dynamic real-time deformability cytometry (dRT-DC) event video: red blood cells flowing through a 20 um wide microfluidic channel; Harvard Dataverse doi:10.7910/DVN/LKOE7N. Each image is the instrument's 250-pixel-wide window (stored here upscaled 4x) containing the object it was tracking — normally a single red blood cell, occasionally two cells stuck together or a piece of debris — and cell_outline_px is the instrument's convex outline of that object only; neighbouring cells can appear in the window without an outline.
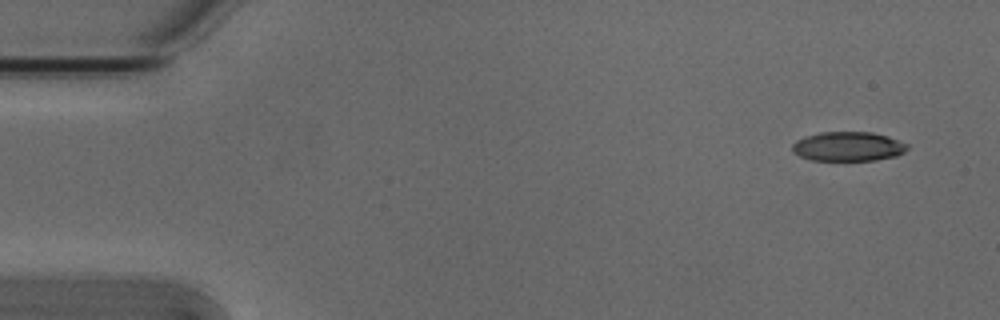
{"species": "Egyptian fruit bat (a non-hibernating species)", "species_latin": "Rousettus aegyptiacus", "temperature_condition": "cold", "stored_images_in_passage": 3, "camera_frame_rate_fps": 3000, "um_per_image_px": 0.085, "animal": {"sex": "male"}, "frame": {"image": 1, "passage_image": 1, "time_ms": 0.0, "image_size_px": [1000, 320], "cell_outline_px": [[908, 148], [904, 152], [896, 156], [876, 160], [812, 160], [800, 156], [792, 152], [792, 144], [796, 140], [804, 136], [820, 132], [872, 132], [888, 136], [908, 144]], "centroid_in_image_um": [72.08, 12.44], "position_along_channel_um": 12.9, "area_um2": 19.77}}